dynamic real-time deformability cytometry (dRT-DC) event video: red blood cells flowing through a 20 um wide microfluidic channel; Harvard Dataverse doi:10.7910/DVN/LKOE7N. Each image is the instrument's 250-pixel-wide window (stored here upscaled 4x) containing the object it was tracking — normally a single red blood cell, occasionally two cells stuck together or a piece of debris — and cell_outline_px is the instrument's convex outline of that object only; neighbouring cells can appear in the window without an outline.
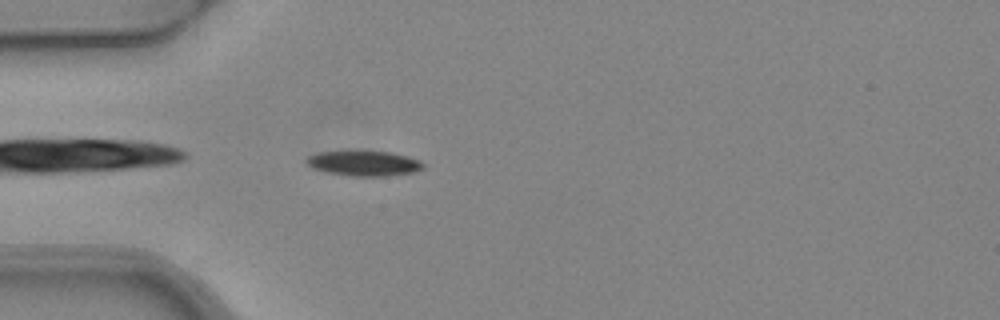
{"species": "common noctule bat (a hibernating species)", "species_latin": "Nyctalus noctula", "temperature_condition": "warm", "stored_images_in_passage": 4, "camera_frame_rate_fps": 3000, "um_per_image_px": 0.085, "animal": {"sex": "female", "body_mass_g": 24.6, "forearm_length_mm": 56.2}, "frame": {"image": 1, "passage_image": 4, "time_ms": 1.0, "image_size_px": [1000, 320], "cell_outline_px": [[424, 168], [412, 172], [388, 176], [352, 176], [328, 172], [312, 168], [304, 160], [308, 156], [316, 152], [392, 152], [408, 156], [420, 160], [424, 164]], "centroid_in_image_um": [30.95, 13.89], "position_along_channel_um": 54.1, "area_um2": 16.88}}